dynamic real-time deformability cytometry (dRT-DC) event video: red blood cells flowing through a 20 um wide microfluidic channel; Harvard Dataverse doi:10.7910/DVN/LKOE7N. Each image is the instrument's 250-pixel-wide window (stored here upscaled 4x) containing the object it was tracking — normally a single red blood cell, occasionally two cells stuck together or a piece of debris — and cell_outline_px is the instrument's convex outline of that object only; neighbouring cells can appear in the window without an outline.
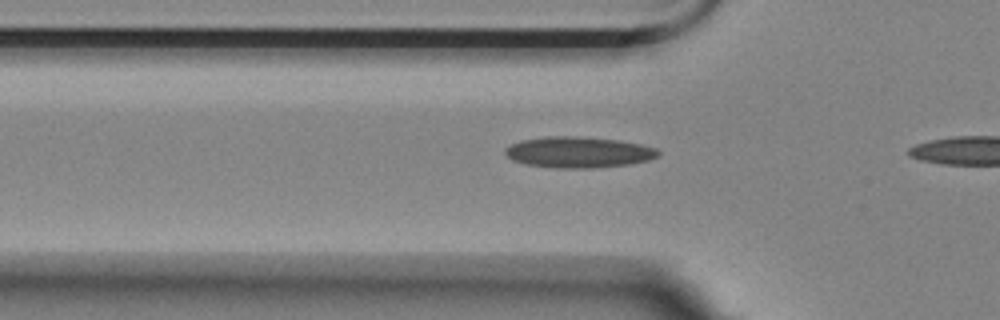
{"species": "Egyptian fruit bat (a non-hibernating species)", "species_latin": "Rousettus aegyptiacus", "temperature_condition": "room temperature", "stored_images_in_passage": 9, "camera_frame_rate_fps": 3000, "um_per_image_px": 0.085, "animal": {"sex": "female"}, "frame": {"image": 1, "passage_image": 7, "time_ms": 2.0, "image_size_px": [1000, 320], "cell_outline_px": [[660, 152], [656, 156], [648, 160], [628, 164], [592, 168], [556, 168], [524, 164], [512, 160], [504, 152], [504, 148], [512, 144], [524, 140], [544, 136], [576, 136], [620, 140], [640, 144], [656, 148]], "centroid_in_image_um": [49.15, 12.94], "position_along_channel_um": 76.7, "area_um2": 27.57}}